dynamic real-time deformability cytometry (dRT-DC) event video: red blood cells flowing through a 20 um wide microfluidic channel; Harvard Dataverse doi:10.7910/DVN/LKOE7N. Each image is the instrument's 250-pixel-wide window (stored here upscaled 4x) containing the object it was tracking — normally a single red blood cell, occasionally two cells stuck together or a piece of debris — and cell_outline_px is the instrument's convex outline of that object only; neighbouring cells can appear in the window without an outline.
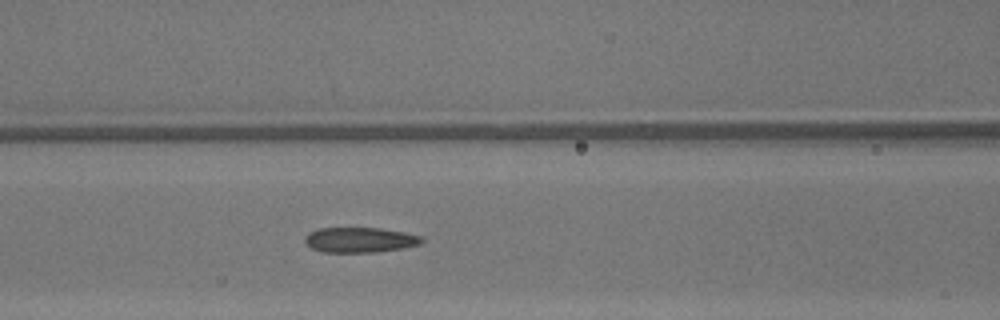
{"species": "common noctule bat (a hibernating species)", "species_latin": "Nyctalus noctula", "temperature_condition": "warm", "stored_images_in_passage": 16, "camera_frame_rate_fps": 3000, "um_per_image_px": 0.085, "animal": {"sex": "male", "body_mass_g": 13.3}, "frame": {"image": 1, "passage_image": 5, "time_ms": 1.333, "image_size_px": [1000, 320], "cell_outline_px": [[424, 240], [420, 244], [404, 248], [376, 252], [320, 252], [312, 248], [304, 240], [312, 232], [320, 228], [380, 228], [404, 232], [420, 236]], "centroid_in_image_um": [30.63, 20.4], "position_along_channel_um": 136.0, "area_um2": 16.94}}
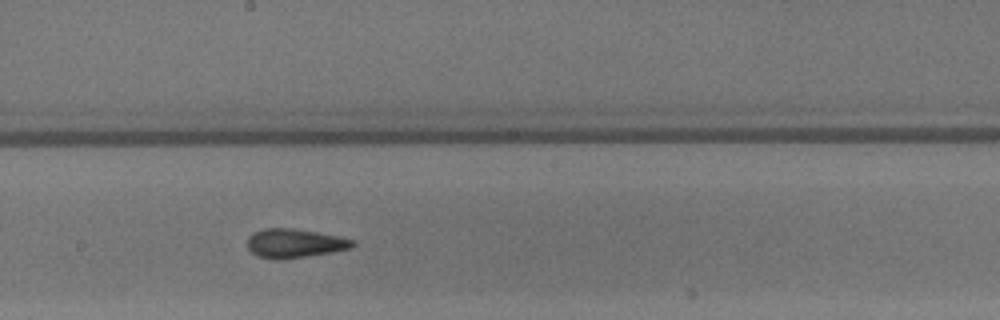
{"frame": {"image": 2, "passage_image": 11, "time_ms": 3.333, "image_size_px": [1000, 320], "cell_outline_px": [[356, 244], [352, 248], [332, 252], [280, 260], [276, 260], [256, 256], [248, 248], [248, 236], [252, 232], [264, 228], [292, 228], [316, 232], [356, 240]], "centroid_in_image_um": [25.03, 20.68], "position_along_channel_um": 223.2, "area_um2": 17.86}}
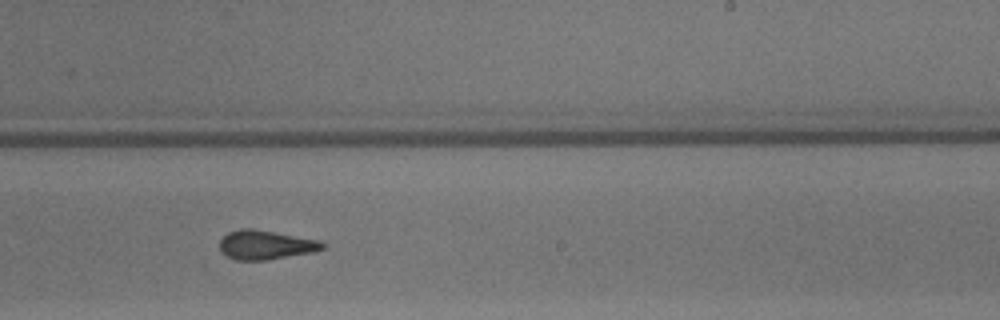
{"frame": {"image": 3, "passage_image": 14, "time_ms": 4.333, "image_size_px": [1000, 320], "cell_outline_px": [[324, 248], [312, 252], [264, 260], [236, 260], [220, 252], [220, 240], [228, 232], [240, 228], [252, 228], [316, 240], [324, 244]], "centroid_in_image_um": [22.5, 20.81], "position_along_channel_um": 266.5, "area_um2": 17.11}}